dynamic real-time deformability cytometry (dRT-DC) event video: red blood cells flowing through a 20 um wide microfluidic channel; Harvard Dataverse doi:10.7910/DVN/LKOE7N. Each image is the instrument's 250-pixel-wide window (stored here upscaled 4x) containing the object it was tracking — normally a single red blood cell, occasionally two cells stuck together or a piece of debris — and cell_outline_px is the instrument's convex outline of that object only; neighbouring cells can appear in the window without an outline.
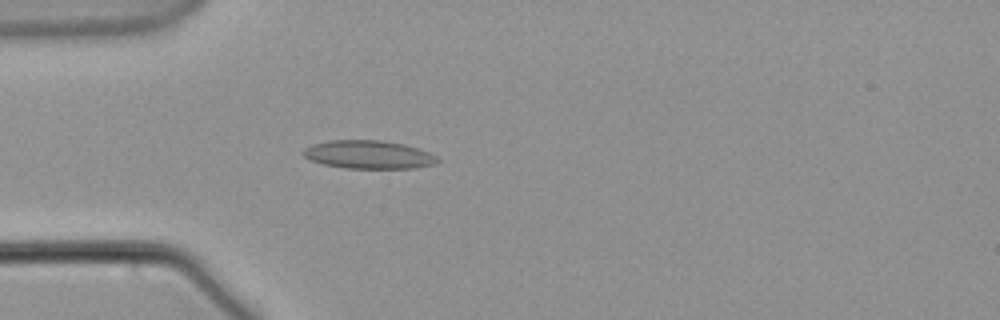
{"species": "common noctule bat (a hibernating species)", "species_latin": "Nyctalus noctula", "temperature_condition": "warm", "stored_images_in_passage": 54, "camera_frame_rate_fps": 3000, "um_per_image_px": 0.085, "animal": {"sex": "male", "body_mass_g": 21.5, "forearm_length_mm": 52.0}, "frame": {"image": 1, "passage_image": 14, "time_ms": 4.333, "image_size_px": [1000, 320], "cell_outline_px": [[440, 160], [436, 164], [416, 168], [344, 168], [324, 164], [312, 160], [304, 156], [300, 152], [304, 148], [312, 144], [328, 140], [380, 140], [404, 144], [428, 152], [436, 156]], "centroid_in_image_um": [31.32, 13.14], "position_along_channel_um": 53.7, "area_um2": 22.14}}
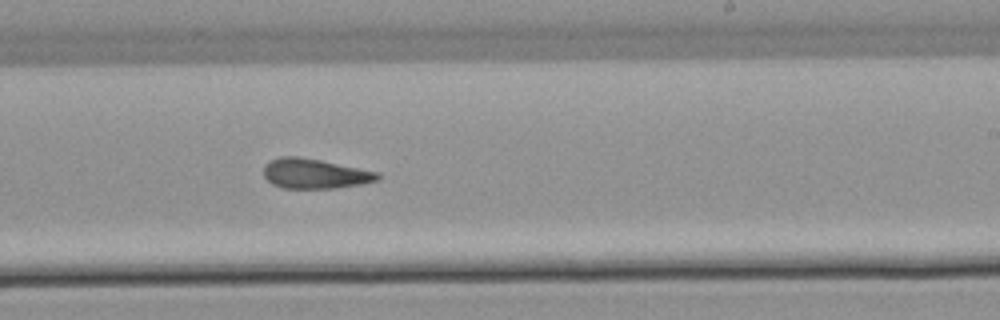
{"frame": {"image": 2, "passage_image": 32, "time_ms": 10.333, "image_size_px": [1000, 320], "cell_outline_px": [[380, 180], [360, 184], [336, 188], [284, 188], [272, 184], [264, 176], [264, 164], [280, 156], [300, 156], [380, 172]], "centroid_in_image_um": [26.77, 14.75], "position_along_channel_um": 262.2, "area_um2": 19.88}}
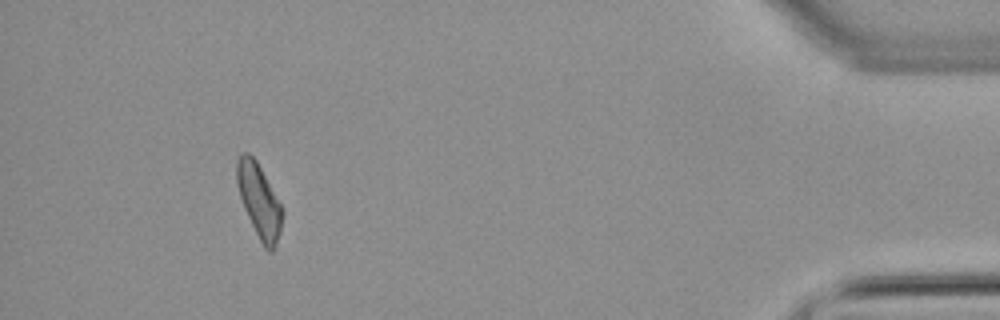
{"frame": {"image": 3, "passage_image": 50, "time_ms": 16.333, "image_size_px": [1000, 320], "cell_outline_px": [[284, 212], [280, 232], [276, 244], [272, 252], [268, 252], [264, 248], [244, 208], [236, 184], [236, 160], [244, 152], [248, 152], [256, 160], [284, 208]], "centroid_in_image_um": [22.04, 17.06], "position_along_channel_um": 413.2, "area_um2": 19.59}}